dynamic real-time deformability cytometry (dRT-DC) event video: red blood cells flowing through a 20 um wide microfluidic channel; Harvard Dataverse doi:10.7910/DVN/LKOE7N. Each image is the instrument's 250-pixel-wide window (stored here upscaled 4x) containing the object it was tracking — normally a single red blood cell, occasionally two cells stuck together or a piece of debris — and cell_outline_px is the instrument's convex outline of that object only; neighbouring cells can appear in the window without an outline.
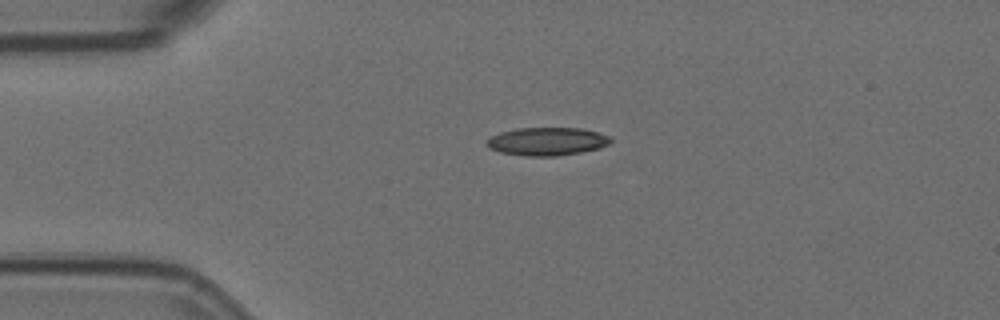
{"species": "Egyptian fruit bat (a non-hibernating species)", "species_latin": "Rousettus aegyptiacus", "temperature_condition": "room temperature", "stored_images_in_passage": 4, "camera_frame_rate_fps": 3000, "um_per_image_px": 0.085, "animal": {"sex": "female"}, "frame": {"image": 1, "passage_image": 3, "time_ms": 0.667, "image_size_px": [1000, 320], "cell_outline_px": [[612, 140], [608, 144], [600, 148], [580, 152], [556, 156], [524, 156], [500, 152], [488, 148], [484, 144], [492, 136], [500, 132], [516, 128], [580, 128], [612, 136]], "centroid_in_image_um": [46.49, 12.02], "position_along_channel_um": 38.5, "area_um2": 20.35}}